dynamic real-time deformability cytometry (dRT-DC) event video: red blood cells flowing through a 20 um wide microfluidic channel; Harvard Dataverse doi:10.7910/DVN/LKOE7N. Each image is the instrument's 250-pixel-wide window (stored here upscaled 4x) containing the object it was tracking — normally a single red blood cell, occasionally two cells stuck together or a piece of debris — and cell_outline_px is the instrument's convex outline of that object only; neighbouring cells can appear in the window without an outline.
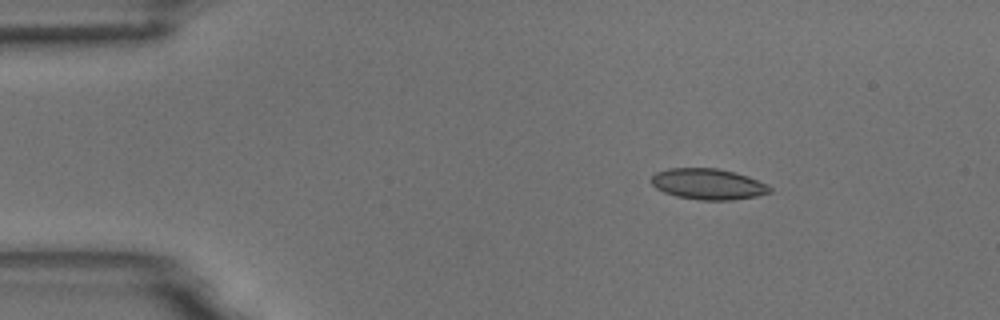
{"species": "common noctule bat (a hibernating species)", "species_latin": "Nyctalus noctula", "temperature_condition": "room temperature", "stored_images_in_passage": 4, "camera_frame_rate_fps": 3000, "um_per_image_px": 0.085, "animal": {"sex": "male", "body_mass_g": 18.8}, "frame": {"image": 1, "passage_image": 2, "time_ms": 2.333, "image_size_px": [1000, 320], "cell_outline_px": [[772, 192], [756, 196], [732, 200], [700, 200], [676, 196], [664, 192], [656, 188], [652, 184], [652, 176], [656, 172], [668, 168], [716, 168], [736, 172], [748, 176], [772, 188]], "centroid_in_image_um": [60.18, 15.64], "position_along_channel_um": 24.8, "area_um2": 21.27}}